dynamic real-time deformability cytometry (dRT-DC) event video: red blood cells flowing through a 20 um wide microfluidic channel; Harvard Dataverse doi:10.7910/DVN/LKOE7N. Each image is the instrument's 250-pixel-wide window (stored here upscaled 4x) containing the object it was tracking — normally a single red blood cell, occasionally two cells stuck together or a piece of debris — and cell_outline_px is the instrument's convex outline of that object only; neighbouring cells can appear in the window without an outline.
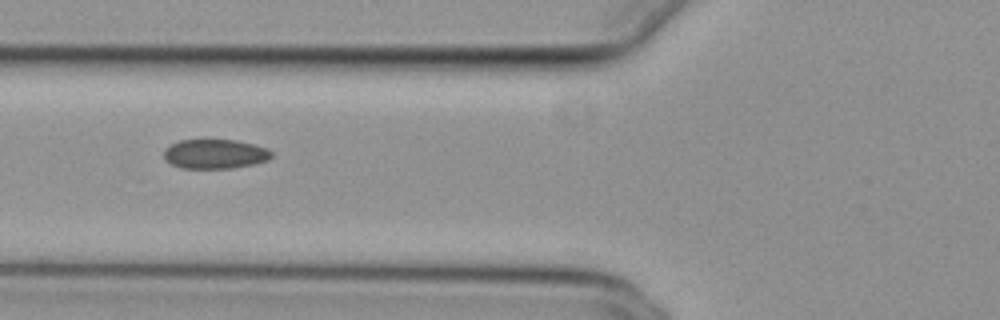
{"species": "common noctule bat (a hibernating species)", "species_latin": "Nyctalus noctula", "temperature_condition": "cold", "stored_images_in_passage": 32, "camera_frame_rate_fps": 3000, "um_per_image_px": 0.085, "animal": {"sex": "female", "body_mass_g": 29.2, "forearm_length_mm": 56.3}, "frame": {"image": 1, "passage_image": 2, "time_ms": 0.333, "image_size_px": [1000, 320], "cell_outline_px": [[272, 156], [268, 160], [252, 164], [232, 168], [180, 168], [164, 160], [164, 148], [180, 140], [236, 140], [268, 148], [272, 152]], "centroid_in_image_um": [18.26, 13.09], "position_along_channel_um": 107.5, "area_um2": 18.44}, "authors_computed_cell_mechanics": {"area_um2": 18.9873, "velocity_mm_per_s": 3.7998, "shape_relaxation_time_tau1_ms": 6.822, "shape_relaxation_time_tau2_ms": null, "deformation_change_tau1": 0.106, "deformation_change_tau2": null}}